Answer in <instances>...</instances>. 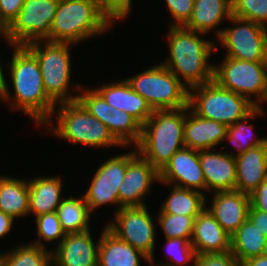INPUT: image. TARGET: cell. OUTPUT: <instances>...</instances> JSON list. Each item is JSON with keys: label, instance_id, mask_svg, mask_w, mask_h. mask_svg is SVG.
Listing matches in <instances>:
<instances>
[{"label": "cell", "instance_id": "cell-25", "mask_svg": "<svg viewBox=\"0 0 267 266\" xmlns=\"http://www.w3.org/2000/svg\"><path fill=\"white\" fill-rule=\"evenodd\" d=\"M28 180L29 190V215L37 217L42 214L56 212L65 196L63 192V179L58 176H42ZM63 186V187H62Z\"/></svg>", "mask_w": 267, "mask_h": 266}, {"label": "cell", "instance_id": "cell-7", "mask_svg": "<svg viewBox=\"0 0 267 266\" xmlns=\"http://www.w3.org/2000/svg\"><path fill=\"white\" fill-rule=\"evenodd\" d=\"M188 106L196 115L226 126L245 118L256 108L246 97L222 88L214 80L189 89Z\"/></svg>", "mask_w": 267, "mask_h": 266}, {"label": "cell", "instance_id": "cell-34", "mask_svg": "<svg viewBox=\"0 0 267 266\" xmlns=\"http://www.w3.org/2000/svg\"><path fill=\"white\" fill-rule=\"evenodd\" d=\"M196 217L166 214L159 209L156 221L159 227H161L162 233H164V238H184L191 242Z\"/></svg>", "mask_w": 267, "mask_h": 266}, {"label": "cell", "instance_id": "cell-23", "mask_svg": "<svg viewBox=\"0 0 267 266\" xmlns=\"http://www.w3.org/2000/svg\"><path fill=\"white\" fill-rule=\"evenodd\" d=\"M234 157L235 191L250 195L267 178V141Z\"/></svg>", "mask_w": 267, "mask_h": 266}, {"label": "cell", "instance_id": "cell-42", "mask_svg": "<svg viewBox=\"0 0 267 266\" xmlns=\"http://www.w3.org/2000/svg\"><path fill=\"white\" fill-rule=\"evenodd\" d=\"M248 219L262 232V234L267 236V212L258 211L253 206H250Z\"/></svg>", "mask_w": 267, "mask_h": 266}, {"label": "cell", "instance_id": "cell-37", "mask_svg": "<svg viewBox=\"0 0 267 266\" xmlns=\"http://www.w3.org/2000/svg\"><path fill=\"white\" fill-rule=\"evenodd\" d=\"M133 0H100V8L102 12L112 21L122 22L133 10ZM122 20V21H121Z\"/></svg>", "mask_w": 267, "mask_h": 266}, {"label": "cell", "instance_id": "cell-6", "mask_svg": "<svg viewBox=\"0 0 267 266\" xmlns=\"http://www.w3.org/2000/svg\"><path fill=\"white\" fill-rule=\"evenodd\" d=\"M75 45L47 40L33 41L25 45L36 56L45 92L56 105L77 100L82 88L80 83L74 85L73 81L71 82L73 68L70 50Z\"/></svg>", "mask_w": 267, "mask_h": 266}, {"label": "cell", "instance_id": "cell-31", "mask_svg": "<svg viewBox=\"0 0 267 266\" xmlns=\"http://www.w3.org/2000/svg\"><path fill=\"white\" fill-rule=\"evenodd\" d=\"M266 236L247 219L230 237V253L240 262L265 253Z\"/></svg>", "mask_w": 267, "mask_h": 266}, {"label": "cell", "instance_id": "cell-46", "mask_svg": "<svg viewBox=\"0 0 267 266\" xmlns=\"http://www.w3.org/2000/svg\"><path fill=\"white\" fill-rule=\"evenodd\" d=\"M3 63H4V61H2V57L0 55V99L2 98V96L5 92L6 85H7V79L5 78V77H7V74H5L7 72H4L5 70H3V69H7V68H4L2 66Z\"/></svg>", "mask_w": 267, "mask_h": 266}, {"label": "cell", "instance_id": "cell-27", "mask_svg": "<svg viewBox=\"0 0 267 266\" xmlns=\"http://www.w3.org/2000/svg\"><path fill=\"white\" fill-rule=\"evenodd\" d=\"M0 211L15 220L29 216L28 179L0 174Z\"/></svg>", "mask_w": 267, "mask_h": 266}, {"label": "cell", "instance_id": "cell-21", "mask_svg": "<svg viewBox=\"0 0 267 266\" xmlns=\"http://www.w3.org/2000/svg\"><path fill=\"white\" fill-rule=\"evenodd\" d=\"M227 126L215 120H209L196 115L189 106L185 115L184 145L194 150L217 149L225 147Z\"/></svg>", "mask_w": 267, "mask_h": 266}, {"label": "cell", "instance_id": "cell-40", "mask_svg": "<svg viewBox=\"0 0 267 266\" xmlns=\"http://www.w3.org/2000/svg\"><path fill=\"white\" fill-rule=\"evenodd\" d=\"M25 0H0V12L2 17L10 25L21 11Z\"/></svg>", "mask_w": 267, "mask_h": 266}, {"label": "cell", "instance_id": "cell-5", "mask_svg": "<svg viewBox=\"0 0 267 266\" xmlns=\"http://www.w3.org/2000/svg\"><path fill=\"white\" fill-rule=\"evenodd\" d=\"M187 107L154 111L142 125V135L136 146L138 153L158 172L184 145V125Z\"/></svg>", "mask_w": 267, "mask_h": 266}, {"label": "cell", "instance_id": "cell-24", "mask_svg": "<svg viewBox=\"0 0 267 266\" xmlns=\"http://www.w3.org/2000/svg\"><path fill=\"white\" fill-rule=\"evenodd\" d=\"M231 16L232 3L229 0H194L192 15L184 27L206 35L215 32L217 40L223 31L220 26Z\"/></svg>", "mask_w": 267, "mask_h": 266}, {"label": "cell", "instance_id": "cell-29", "mask_svg": "<svg viewBox=\"0 0 267 266\" xmlns=\"http://www.w3.org/2000/svg\"><path fill=\"white\" fill-rule=\"evenodd\" d=\"M66 194L57 208V215L62 230L67 233H81L91 229L92 212L84 195L78 197ZM70 196V197H69Z\"/></svg>", "mask_w": 267, "mask_h": 266}, {"label": "cell", "instance_id": "cell-3", "mask_svg": "<svg viewBox=\"0 0 267 266\" xmlns=\"http://www.w3.org/2000/svg\"><path fill=\"white\" fill-rule=\"evenodd\" d=\"M53 117L55 119H52ZM42 128L45 131L49 129V134L52 133L59 139L68 141L72 145L81 144L84 148L127 149L114 138L108 127L92 116L78 100L57 104L51 118Z\"/></svg>", "mask_w": 267, "mask_h": 266}, {"label": "cell", "instance_id": "cell-28", "mask_svg": "<svg viewBox=\"0 0 267 266\" xmlns=\"http://www.w3.org/2000/svg\"><path fill=\"white\" fill-rule=\"evenodd\" d=\"M263 108L264 107H256L245 118L237 121L233 125L227 126V133L225 135L224 141L225 143L228 142L235 146L234 149L236 148V153L234 152V150H232L233 152L225 151V153L231 154L232 156H237L252 147L264 144L267 141V135H262L261 137H259L255 134V126L253 125V123H248L252 119L267 116V112Z\"/></svg>", "mask_w": 267, "mask_h": 266}, {"label": "cell", "instance_id": "cell-4", "mask_svg": "<svg viewBox=\"0 0 267 266\" xmlns=\"http://www.w3.org/2000/svg\"><path fill=\"white\" fill-rule=\"evenodd\" d=\"M113 23L102 12L98 0H59L50 28V42L79 45L110 32Z\"/></svg>", "mask_w": 267, "mask_h": 266}, {"label": "cell", "instance_id": "cell-15", "mask_svg": "<svg viewBox=\"0 0 267 266\" xmlns=\"http://www.w3.org/2000/svg\"><path fill=\"white\" fill-rule=\"evenodd\" d=\"M127 152V171L123 182L119 186V204L122 207H143L146 206V196L152 191L153 184L159 183V172L145 160L132 147ZM131 150V151H130Z\"/></svg>", "mask_w": 267, "mask_h": 266}, {"label": "cell", "instance_id": "cell-8", "mask_svg": "<svg viewBox=\"0 0 267 266\" xmlns=\"http://www.w3.org/2000/svg\"><path fill=\"white\" fill-rule=\"evenodd\" d=\"M126 80L153 111L188 107L189 89L161 62Z\"/></svg>", "mask_w": 267, "mask_h": 266}, {"label": "cell", "instance_id": "cell-36", "mask_svg": "<svg viewBox=\"0 0 267 266\" xmlns=\"http://www.w3.org/2000/svg\"><path fill=\"white\" fill-rule=\"evenodd\" d=\"M232 15L267 27V0H235Z\"/></svg>", "mask_w": 267, "mask_h": 266}, {"label": "cell", "instance_id": "cell-14", "mask_svg": "<svg viewBox=\"0 0 267 266\" xmlns=\"http://www.w3.org/2000/svg\"><path fill=\"white\" fill-rule=\"evenodd\" d=\"M59 0H25L21 11L10 24V43L27 45L33 41H49Z\"/></svg>", "mask_w": 267, "mask_h": 266}, {"label": "cell", "instance_id": "cell-17", "mask_svg": "<svg viewBox=\"0 0 267 266\" xmlns=\"http://www.w3.org/2000/svg\"><path fill=\"white\" fill-rule=\"evenodd\" d=\"M91 229L81 233H67L62 242L52 250L53 266H98L99 239Z\"/></svg>", "mask_w": 267, "mask_h": 266}, {"label": "cell", "instance_id": "cell-26", "mask_svg": "<svg viewBox=\"0 0 267 266\" xmlns=\"http://www.w3.org/2000/svg\"><path fill=\"white\" fill-rule=\"evenodd\" d=\"M98 248V266H141L149 258L140 250L119 239L107 227H102Z\"/></svg>", "mask_w": 267, "mask_h": 266}, {"label": "cell", "instance_id": "cell-1", "mask_svg": "<svg viewBox=\"0 0 267 266\" xmlns=\"http://www.w3.org/2000/svg\"><path fill=\"white\" fill-rule=\"evenodd\" d=\"M10 49L12 57L9 66L5 67L14 93L8 85L11 83H7L0 101L7 103L9 109L22 111L42 128L51 118L56 104L45 92L39 62L25 45H10Z\"/></svg>", "mask_w": 267, "mask_h": 266}, {"label": "cell", "instance_id": "cell-19", "mask_svg": "<svg viewBox=\"0 0 267 266\" xmlns=\"http://www.w3.org/2000/svg\"><path fill=\"white\" fill-rule=\"evenodd\" d=\"M199 160L206 182V192L234 191L236 186V160L231 154L216 148L200 150Z\"/></svg>", "mask_w": 267, "mask_h": 266}, {"label": "cell", "instance_id": "cell-32", "mask_svg": "<svg viewBox=\"0 0 267 266\" xmlns=\"http://www.w3.org/2000/svg\"><path fill=\"white\" fill-rule=\"evenodd\" d=\"M13 248V249H12ZM0 252V266H53L52 250L24 243Z\"/></svg>", "mask_w": 267, "mask_h": 266}, {"label": "cell", "instance_id": "cell-11", "mask_svg": "<svg viewBox=\"0 0 267 266\" xmlns=\"http://www.w3.org/2000/svg\"><path fill=\"white\" fill-rule=\"evenodd\" d=\"M228 22L233 26L223 28L216 40V50L221 45L226 50L224 57L267 62V27L233 15Z\"/></svg>", "mask_w": 267, "mask_h": 266}, {"label": "cell", "instance_id": "cell-16", "mask_svg": "<svg viewBox=\"0 0 267 266\" xmlns=\"http://www.w3.org/2000/svg\"><path fill=\"white\" fill-rule=\"evenodd\" d=\"M159 183L193 189L205 194L206 182L199 160V151L183 147L159 172Z\"/></svg>", "mask_w": 267, "mask_h": 266}, {"label": "cell", "instance_id": "cell-20", "mask_svg": "<svg viewBox=\"0 0 267 266\" xmlns=\"http://www.w3.org/2000/svg\"><path fill=\"white\" fill-rule=\"evenodd\" d=\"M94 89L113 108L125 111L143 125L153 114V109L147 101L136 93L129 82L123 78L110 83H103Z\"/></svg>", "mask_w": 267, "mask_h": 266}, {"label": "cell", "instance_id": "cell-41", "mask_svg": "<svg viewBox=\"0 0 267 266\" xmlns=\"http://www.w3.org/2000/svg\"><path fill=\"white\" fill-rule=\"evenodd\" d=\"M249 196L251 206L258 211L267 212V178Z\"/></svg>", "mask_w": 267, "mask_h": 266}, {"label": "cell", "instance_id": "cell-10", "mask_svg": "<svg viewBox=\"0 0 267 266\" xmlns=\"http://www.w3.org/2000/svg\"><path fill=\"white\" fill-rule=\"evenodd\" d=\"M106 222V227L119 239L146 255L149 258L148 264H158L154 253L157 245V221L147 206L122 207L114 213L113 219Z\"/></svg>", "mask_w": 267, "mask_h": 266}, {"label": "cell", "instance_id": "cell-22", "mask_svg": "<svg viewBox=\"0 0 267 266\" xmlns=\"http://www.w3.org/2000/svg\"><path fill=\"white\" fill-rule=\"evenodd\" d=\"M191 244L196 255L230 252V236L207 208L194 220Z\"/></svg>", "mask_w": 267, "mask_h": 266}, {"label": "cell", "instance_id": "cell-13", "mask_svg": "<svg viewBox=\"0 0 267 266\" xmlns=\"http://www.w3.org/2000/svg\"><path fill=\"white\" fill-rule=\"evenodd\" d=\"M126 171L127 152L124 153V151L122 154L113 155V157L106 158L100 163L83 194L92 214L104 205L106 207L107 204L109 207L117 206L114 213L122 208L119 204L118 190Z\"/></svg>", "mask_w": 267, "mask_h": 266}, {"label": "cell", "instance_id": "cell-30", "mask_svg": "<svg viewBox=\"0 0 267 266\" xmlns=\"http://www.w3.org/2000/svg\"><path fill=\"white\" fill-rule=\"evenodd\" d=\"M172 187L170 193L161 202L160 210L166 214L198 216L206 208L207 197L200 191L181 188L165 184Z\"/></svg>", "mask_w": 267, "mask_h": 266}, {"label": "cell", "instance_id": "cell-9", "mask_svg": "<svg viewBox=\"0 0 267 266\" xmlns=\"http://www.w3.org/2000/svg\"><path fill=\"white\" fill-rule=\"evenodd\" d=\"M221 61L214 63L213 80L222 88L246 97L256 107H263L267 103V62L229 57Z\"/></svg>", "mask_w": 267, "mask_h": 266}, {"label": "cell", "instance_id": "cell-45", "mask_svg": "<svg viewBox=\"0 0 267 266\" xmlns=\"http://www.w3.org/2000/svg\"><path fill=\"white\" fill-rule=\"evenodd\" d=\"M241 266H267V255L248 258L241 263Z\"/></svg>", "mask_w": 267, "mask_h": 266}, {"label": "cell", "instance_id": "cell-2", "mask_svg": "<svg viewBox=\"0 0 267 266\" xmlns=\"http://www.w3.org/2000/svg\"><path fill=\"white\" fill-rule=\"evenodd\" d=\"M205 35L184 26H168L169 56L162 64L188 89L213 80L214 64L210 59L216 51V41L205 40Z\"/></svg>", "mask_w": 267, "mask_h": 266}, {"label": "cell", "instance_id": "cell-35", "mask_svg": "<svg viewBox=\"0 0 267 266\" xmlns=\"http://www.w3.org/2000/svg\"><path fill=\"white\" fill-rule=\"evenodd\" d=\"M166 254L170 257L166 262H159L157 265L155 264H149L150 266H188L191 262V264H194L195 262V251L191 244V242L188 239L184 238H171L166 239Z\"/></svg>", "mask_w": 267, "mask_h": 266}, {"label": "cell", "instance_id": "cell-43", "mask_svg": "<svg viewBox=\"0 0 267 266\" xmlns=\"http://www.w3.org/2000/svg\"><path fill=\"white\" fill-rule=\"evenodd\" d=\"M15 219L8 214L0 211V239H4L9 235L13 226H15Z\"/></svg>", "mask_w": 267, "mask_h": 266}, {"label": "cell", "instance_id": "cell-18", "mask_svg": "<svg viewBox=\"0 0 267 266\" xmlns=\"http://www.w3.org/2000/svg\"><path fill=\"white\" fill-rule=\"evenodd\" d=\"M211 204L206 200V208L231 237L248 219L251 206L250 196L239 191H223L210 193Z\"/></svg>", "mask_w": 267, "mask_h": 266}, {"label": "cell", "instance_id": "cell-38", "mask_svg": "<svg viewBox=\"0 0 267 266\" xmlns=\"http://www.w3.org/2000/svg\"><path fill=\"white\" fill-rule=\"evenodd\" d=\"M167 11L174 20L168 26H184L192 15L194 0H165Z\"/></svg>", "mask_w": 267, "mask_h": 266}, {"label": "cell", "instance_id": "cell-12", "mask_svg": "<svg viewBox=\"0 0 267 266\" xmlns=\"http://www.w3.org/2000/svg\"><path fill=\"white\" fill-rule=\"evenodd\" d=\"M77 100L92 116L108 127L123 147H136L139 144L142 125L125 111L113 108L94 88L82 86Z\"/></svg>", "mask_w": 267, "mask_h": 266}, {"label": "cell", "instance_id": "cell-47", "mask_svg": "<svg viewBox=\"0 0 267 266\" xmlns=\"http://www.w3.org/2000/svg\"><path fill=\"white\" fill-rule=\"evenodd\" d=\"M265 255H267V236H266V241H265Z\"/></svg>", "mask_w": 267, "mask_h": 266}, {"label": "cell", "instance_id": "cell-44", "mask_svg": "<svg viewBox=\"0 0 267 266\" xmlns=\"http://www.w3.org/2000/svg\"><path fill=\"white\" fill-rule=\"evenodd\" d=\"M4 39L6 45H14L10 43V25L7 23V21L2 17L0 12V39Z\"/></svg>", "mask_w": 267, "mask_h": 266}, {"label": "cell", "instance_id": "cell-39", "mask_svg": "<svg viewBox=\"0 0 267 266\" xmlns=\"http://www.w3.org/2000/svg\"><path fill=\"white\" fill-rule=\"evenodd\" d=\"M192 266H241V263L230 253L196 255Z\"/></svg>", "mask_w": 267, "mask_h": 266}, {"label": "cell", "instance_id": "cell-33", "mask_svg": "<svg viewBox=\"0 0 267 266\" xmlns=\"http://www.w3.org/2000/svg\"><path fill=\"white\" fill-rule=\"evenodd\" d=\"M34 219L36 225L34 228H37L35 236L38 239L30 243L44 248H48L47 243H54L57 247L65 237L57 212L42 214Z\"/></svg>", "mask_w": 267, "mask_h": 266}]
</instances>
